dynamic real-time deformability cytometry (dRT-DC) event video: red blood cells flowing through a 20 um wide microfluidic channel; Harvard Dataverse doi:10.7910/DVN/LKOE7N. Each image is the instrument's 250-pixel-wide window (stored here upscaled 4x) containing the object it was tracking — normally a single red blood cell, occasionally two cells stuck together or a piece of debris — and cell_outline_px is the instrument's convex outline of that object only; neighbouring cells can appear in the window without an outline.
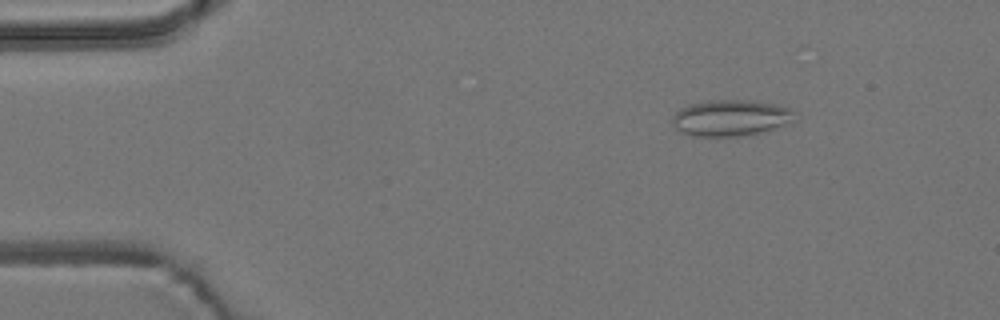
{"species": "common noctule bat (a hibernating species)", "species_latin": "Nyctalus noctula", "temperature_condition": "room temperature", "stored_images_in_passage": 44, "camera_frame_rate_fps": 3000, "um_per_image_px": 0.085, "animal": {"sex": "male", "body_mass_g": 19.2, "forearm_length_mm": 51.8}, "frame": {"image": 1, "passage_image": 8, "time_ms": 2.333, "image_size_px": [1000, 320], "cell_outline_px": [[796, 112], [780, 124], [772, 128], [760, 132], [736, 136], [692, 136], [680, 132], [672, 124], [672, 116], [680, 108], [688, 104], [708, 100], [756, 100], [792, 108]], "centroid_in_image_um": [61.98, 10.0], "position_along_channel_um": 23.0, "area_um2": 25.43}}
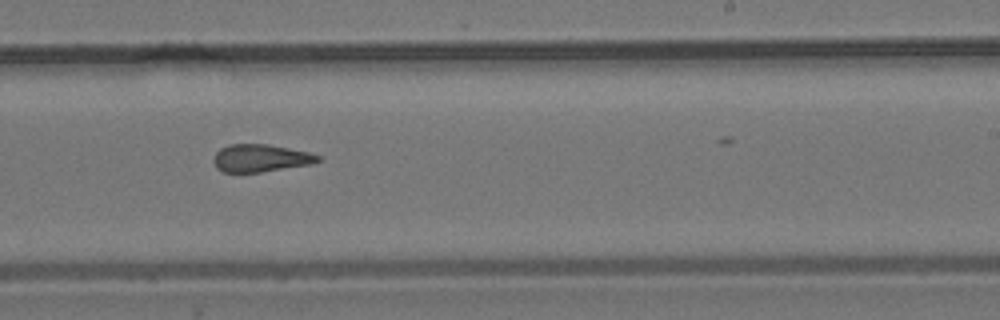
{"frame": {"image": 2, "passage_image": 34, "time_ms": 11.0, "image_size_px": [1000, 320], "cell_outline_px": [[320, 160], [312, 164], [260, 172], [224, 172], [216, 168], [212, 160], [216, 152], [220, 148], [228, 144], [268, 144], [308, 152], [320, 156]], "centroid_in_image_um": [22.11, 13.44], "position_along_channel_um": 266.9, "area_um2": 16.76}}
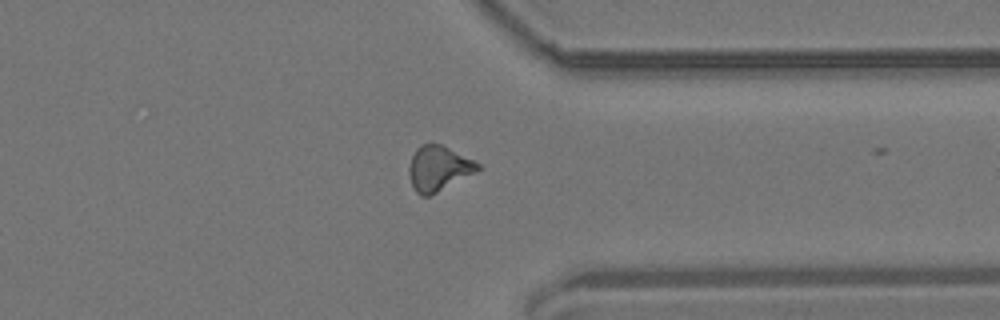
{"frame": {"image": 3, "passage_image": 43, "time_ms": 14.0, "image_size_px": [1000, 320], "cell_outline_px": [[484, 168], [428, 196], [420, 196], [416, 192], [412, 184], [408, 172], [408, 168], [412, 156], [416, 148], [420, 144], [440, 144], [480, 164]], "centroid_in_image_um": [37.26, 14.31], "position_along_channel_um": 374.1, "area_um2": 17.74}}